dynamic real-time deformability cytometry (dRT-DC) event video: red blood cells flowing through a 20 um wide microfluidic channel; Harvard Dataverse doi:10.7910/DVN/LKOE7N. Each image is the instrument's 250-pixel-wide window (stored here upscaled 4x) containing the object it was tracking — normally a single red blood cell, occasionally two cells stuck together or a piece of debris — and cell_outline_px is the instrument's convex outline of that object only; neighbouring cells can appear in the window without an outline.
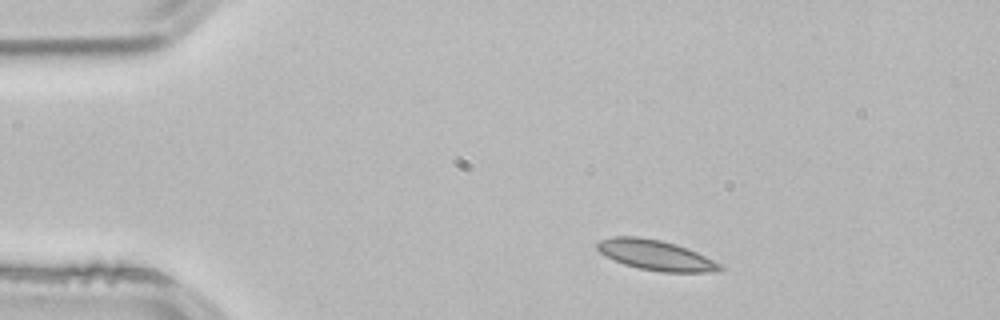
{"species": "common noctule bat (a hibernating species)", "species_latin": "Nyctalus noctula", "temperature_condition": "room temperature", "stored_images_in_passage": 2, "camera_frame_rate_fps": 3000, "um_per_image_px": 0.085, "animal": {"sex": "male", "body_mass_g": 21.5, "forearm_length_mm": 52.0}, "frame": {"image": 1, "passage_image": 1, "time_ms": 0.0, "image_size_px": [1000, 320], "cell_outline_px": [[724, 268], [720, 272], [660, 272], [640, 268], [624, 264], [612, 260], [600, 252], [596, 248], [596, 244], [600, 240], [612, 236], [636, 236], [660, 240], [676, 244], [688, 248], [720, 264]], "centroid_in_image_um": [55.72, 21.69], "position_along_channel_um": 29.3, "area_um2": 21.62}}